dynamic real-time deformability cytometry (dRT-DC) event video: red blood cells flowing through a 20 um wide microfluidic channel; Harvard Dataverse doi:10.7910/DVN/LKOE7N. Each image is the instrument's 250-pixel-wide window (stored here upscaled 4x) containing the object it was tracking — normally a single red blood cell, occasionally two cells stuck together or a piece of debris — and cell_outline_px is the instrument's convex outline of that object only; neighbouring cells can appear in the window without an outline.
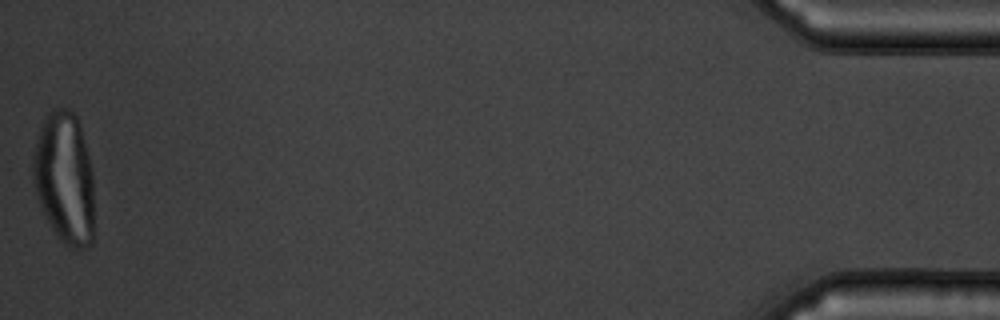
{"species": "common noctule bat (a hibernating species)", "species_latin": "Nyctalus noctula", "temperature_condition": "warm", "stored_images_in_passage": 55, "camera_frame_rate_fps": 3000, "um_per_image_px": 0.085, "animal": {"sex": "male", "body_mass_g": 19.5, "forearm_length_mm": 54.6}, "frame": {"image": 1, "passage_image": 55, "time_ms": 18.0, "image_size_px": [1000, 320], "cell_outline_px": [[92, 244], [88, 248], [76, 248], [64, 244], [56, 236], [36, 196], [32, 172], [32, 160], [40, 128], [44, 120], [52, 108], [68, 108], [76, 116], [80, 128], [92, 168]], "centroid_in_image_um": [5.47, 15.15], "position_along_channel_um": 429.7, "area_um2": 46.53}}